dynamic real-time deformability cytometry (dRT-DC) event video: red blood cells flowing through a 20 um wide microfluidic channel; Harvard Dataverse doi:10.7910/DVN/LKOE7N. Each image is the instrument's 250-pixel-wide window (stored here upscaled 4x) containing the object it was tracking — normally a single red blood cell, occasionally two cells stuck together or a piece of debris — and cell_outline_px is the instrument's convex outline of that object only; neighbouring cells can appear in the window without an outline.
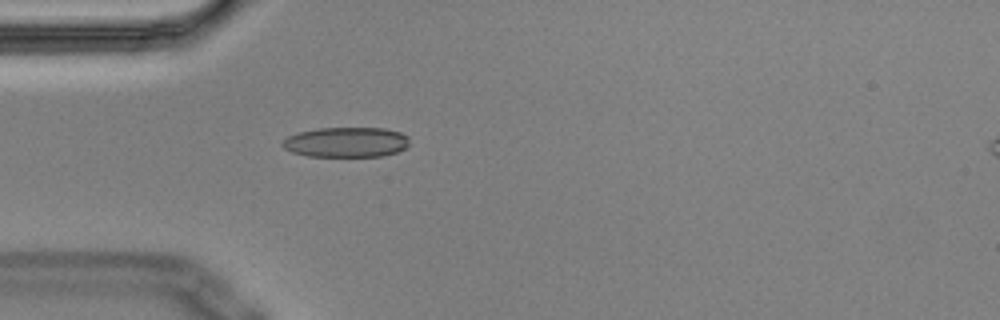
{"species": "Egyptian fruit bat (a non-hibernating species)", "species_latin": "Rousettus aegyptiacus", "temperature_condition": "cold", "stored_images_in_passage": 4, "camera_frame_rate_fps": 3000, "um_per_image_px": 0.085, "animal": {"sex": "male"}, "frame": {"image": 1, "passage_image": 4, "time_ms": 1.0, "image_size_px": [1000, 320], "cell_outline_px": [[408, 148], [384, 156], [308, 156], [292, 152], [284, 148], [280, 144], [288, 136], [300, 132], [320, 128], [384, 128], [400, 132], [408, 136]], "centroid_in_image_um": [29.45, 12.09], "position_along_channel_um": 55.5, "area_um2": 22.25}}